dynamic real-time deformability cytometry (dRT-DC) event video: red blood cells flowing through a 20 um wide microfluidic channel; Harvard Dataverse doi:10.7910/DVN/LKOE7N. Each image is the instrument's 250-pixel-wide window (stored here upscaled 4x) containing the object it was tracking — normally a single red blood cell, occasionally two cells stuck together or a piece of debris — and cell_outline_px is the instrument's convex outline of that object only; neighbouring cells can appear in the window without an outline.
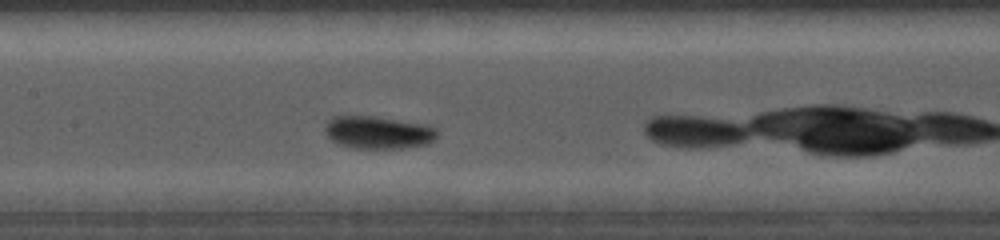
{"species": "common noctule bat (a hibernating species)", "species_latin": "Nyctalus noctula", "temperature_condition": "cold", "stored_images_in_passage": 24, "camera_frame_rate_fps": 5000, "um_per_image_px": 0.085, "animal": {"sex": "female", "body_mass_g": 19.0, "forearm_length_mm": 56.7}, "frame": {"image": 1, "passage_image": 8, "time_ms": 2.6, "image_size_px": [1000, 240], "cell_outline_px": [[440, 132], [428, 144], [400, 148], [356, 148], [340, 144], [332, 140], [328, 136], [324, 128], [328, 120], [332, 116], [372, 116], [424, 124], [436, 128]], "centroid_in_image_um": [32.14, 11.25], "position_along_channel_um": 175.3, "area_um2": 21.15}}